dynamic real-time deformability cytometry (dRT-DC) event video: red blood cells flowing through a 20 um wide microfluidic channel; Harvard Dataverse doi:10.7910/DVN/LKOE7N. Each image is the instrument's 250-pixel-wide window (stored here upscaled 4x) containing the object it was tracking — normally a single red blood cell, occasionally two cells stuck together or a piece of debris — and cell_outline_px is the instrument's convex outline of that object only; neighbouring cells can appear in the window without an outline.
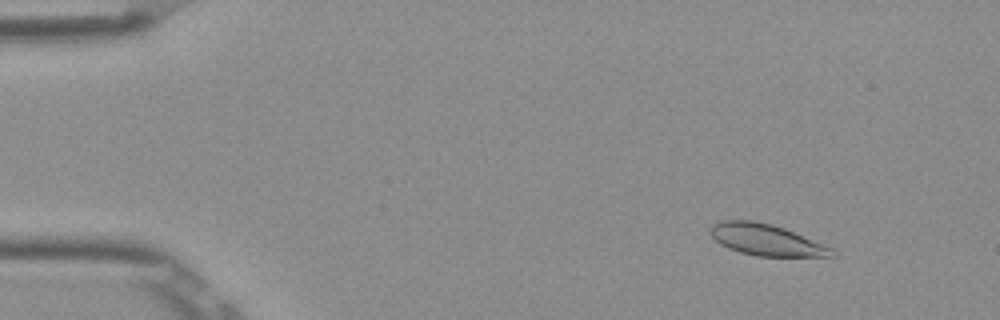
{"species": "Egyptian fruit bat (a non-hibernating species)", "species_latin": "Rousettus aegyptiacus", "temperature_condition": "room temperature", "stored_images_in_passage": 53, "camera_frame_rate_fps": 3000, "um_per_image_px": 0.085, "frame": {"image": 1, "passage_image": 6, "time_ms": 1.667, "image_size_px": [1000, 320], "cell_outline_px": [[836, 256], [756, 256], [740, 252], [728, 248], [720, 244], [712, 236], [712, 224], [720, 220], [756, 220], [772, 224], [784, 228], [832, 248], [836, 252]], "centroid_in_image_um": [65.11, 20.38], "position_along_channel_um": 19.9, "area_um2": 22.02}}
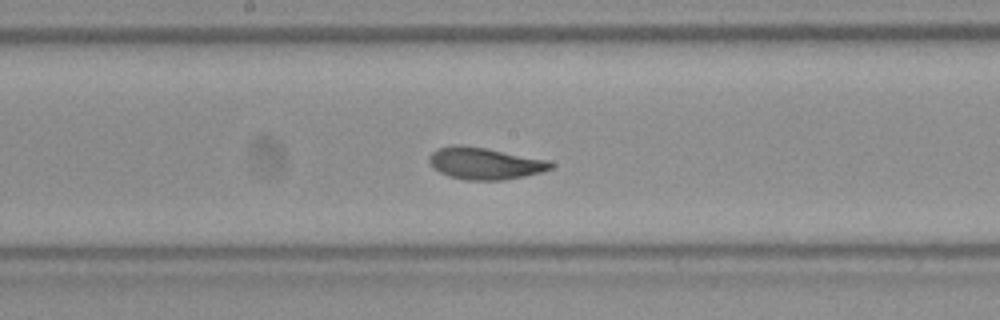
{"frame": {"image": 2, "passage_image": 28, "time_ms": 9.0, "image_size_px": [1000, 320], "cell_outline_px": [[556, 164], [552, 168], [540, 172], [524, 176], [500, 180], [464, 180], [448, 176], [440, 172], [428, 160], [428, 156], [432, 152], [440, 148], [452, 144], [460, 144], [484, 148], [548, 160]], "centroid_in_image_um": [41.2, 13.89], "position_along_channel_um": 207.0, "area_um2": 22.37}}
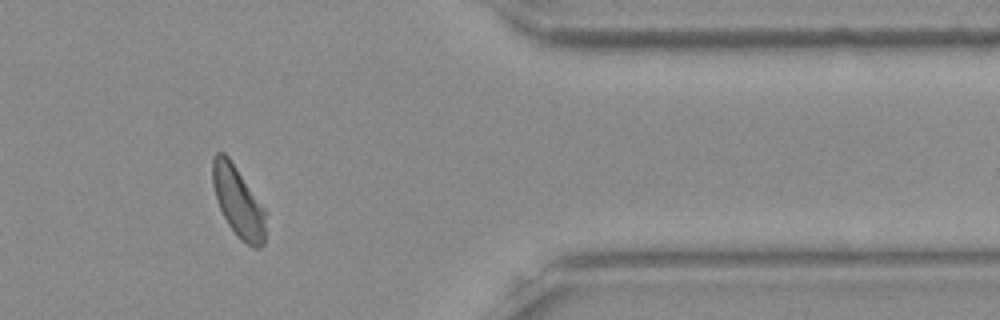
{"frame": {"image": 3, "passage_image": 44, "time_ms": 14.333, "image_size_px": [1000, 320], "cell_outline_px": [[268, 212], [264, 244], [260, 248], [252, 248], [240, 240], [236, 236], [228, 224], [216, 200], [212, 184], [212, 156], [216, 152], [224, 152], [228, 156]], "centroid_in_image_um": [20.27, 17.18], "position_along_channel_um": 391.1, "area_um2": 22.43}, "authors_computed_cell_mechanics": {"area_um2": 22.3686, "velocity_mm_per_s": 3.857, "shape_relaxation_time_tau1_ms": 2.5131, "shape_relaxation_time_tau2_ms": 1.0574, "deformation_change_tau1": 0.1151, "deformation_change_tau2": 0.0528}}